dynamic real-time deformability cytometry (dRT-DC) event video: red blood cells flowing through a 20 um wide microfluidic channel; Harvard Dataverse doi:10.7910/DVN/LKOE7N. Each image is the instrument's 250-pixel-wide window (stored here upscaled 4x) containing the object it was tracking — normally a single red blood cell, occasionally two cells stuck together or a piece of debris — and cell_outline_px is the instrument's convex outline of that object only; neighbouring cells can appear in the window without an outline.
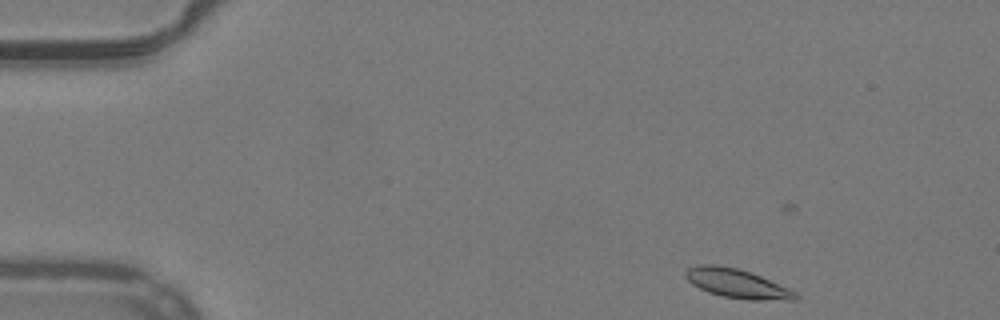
{"species": "common noctule bat (a hibernating species)", "species_latin": "Nyctalus noctula", "temperature_condition": "warm", "stored_images_in_passage": 11, "camera_frame_rate_fps": 3000, "um_per_image_px": 0.085, "animal": {"sex": "male", "body_mass_g": 19.2, "forearm_length_mm": 51.8}, "frame": {"image": 1, "passage_image": 1, "time_ms": 0.0, "image_size_px": [1000, 320], "cell_outline_px": [[800, 296], [796, 300], [748, 300], [724, 296], [708, 292], [692, 284], [684, 276], [684, 272], [688, 268], [700, 264], [716, 264], [736, 268], [752, 272], [788, 288], [796, 292]], "centroid_in_image_um": [62.65, 24.09], "position_along_channel_um": 22.3, "area_um2": 18.67}}
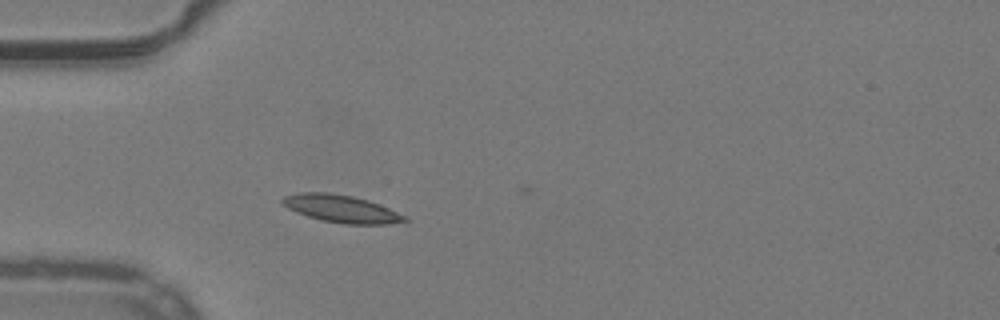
{"frame": {"image": 2, "passage_image": 10, "time_ms": 3.0, "image_size_px": [1000, 320], "cell_outline_px": [[408, 220], [388, 224], [344, 224], [320, 220], [296, 212], [280, 204], [280, 200], [284, 196], [296, 192], [328, 192], [352, 196], [368, 200], [408, 216]], "centroid_in_image_um": [28.97, 17.73], "position_along_channel_um": 56.0, "area_um2": 19.71}}